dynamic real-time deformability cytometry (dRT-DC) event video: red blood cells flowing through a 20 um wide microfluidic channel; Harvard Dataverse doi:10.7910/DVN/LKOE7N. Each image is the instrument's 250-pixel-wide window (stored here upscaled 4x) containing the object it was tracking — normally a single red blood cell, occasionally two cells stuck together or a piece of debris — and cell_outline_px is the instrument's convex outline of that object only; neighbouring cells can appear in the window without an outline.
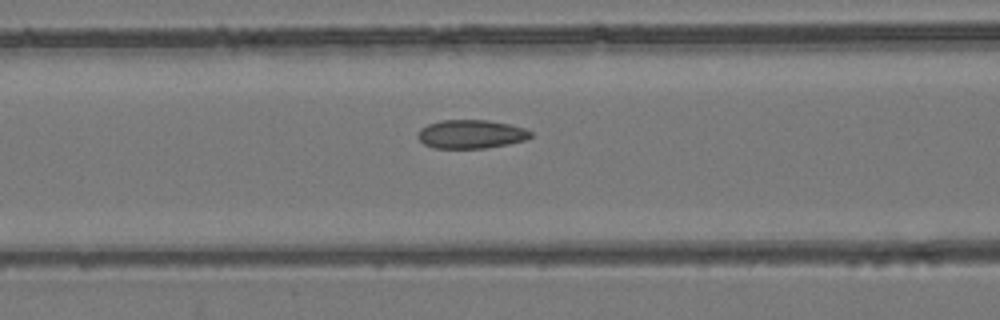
{"species": "common noctule bat (a hibernating species)", "species_latin": "Nyctalus noctula", "temperature_condition": "room temperature", "stored_images_in_passage": 45, "camera_frame_rate_fps": 3000, "um_per_image_px": 0.085, "animal": {"sex": "female", "body_mass_g": 24.6, "forearm_length_mm": 56.2}, "frame": {"image": 1, "passage_image": 14, "time_ms": 4.333, "image_size_px": [1000, 320], "cell_outline_px": [[532, 136], [524, 140], [508, 144], [484, 148], [432, 148], [424, 144], [416, 136], [420, 128], [428, 124], [440, 120], [488, 120], [508, 124], [524, 128], [532, 132]], "centroid_in_image_um": [40.0, 11.4], "position_along_channel_um": 126.6, "area_um2": 18.84}}
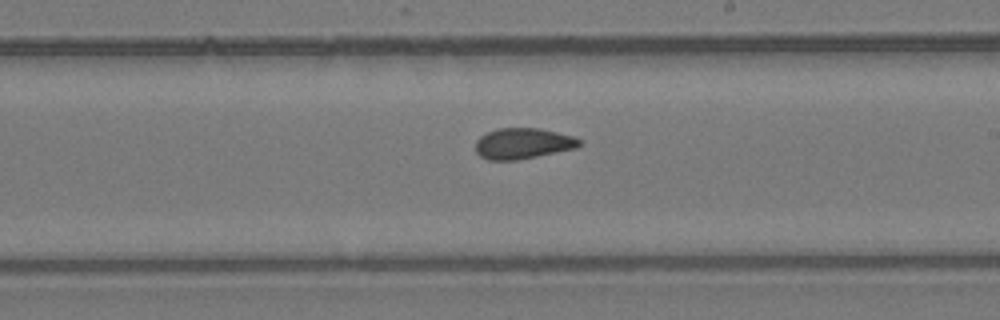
{"frame": {"image": 2, "passage_image": 23, "time_ms": 7.333, "image_size_px": [1000, 320], "cell_outline_px": [[580, 144], [576, 148], [516, 160], [488, 160], [480, 156], [476, 152], [476, 140], [480, 136], [488, 132], [500, 128], [540, 128], [572, 136], [580, 140]], "centroid_in_image_um": [44.41, 12.19], "position_along_channel_um": 244.6, "area_um2": 18.44}}
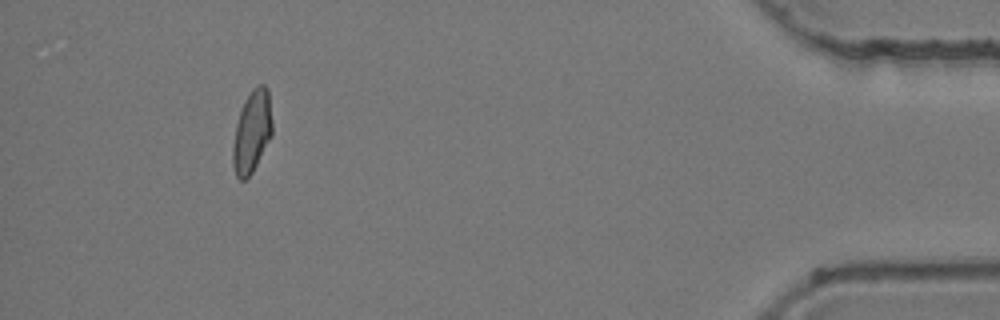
{"frame": {"image": 3, "passage_image": 41, "time_ms": 13.333, "image_size_px": [1000, 320], "cell_outline_px": [[272, 136], [252, 172], [244, 180], [240, 180], [236, 176], [232, 164], [232, 148], [236, 124], [240, 108], [244, 100], [252, 88], [256, 84], [264, 84], [268, 88], [272, 120]], "centroid_in_image_um": [21.41, 11.15], "position_along_channel_um": 413.8, "area_um2": 19.13}, "authors_computed_cell_mechanics": {"area_um2": 19.1318, "velocity_mm_per_s": 3.9425, "shape_relaxation_time_tau1_ms": null, "shape_relaxation_time_tau2_ms": 1.906, "deformation_change_tau1": null, "deformation_change_tau2": 0.0779}}